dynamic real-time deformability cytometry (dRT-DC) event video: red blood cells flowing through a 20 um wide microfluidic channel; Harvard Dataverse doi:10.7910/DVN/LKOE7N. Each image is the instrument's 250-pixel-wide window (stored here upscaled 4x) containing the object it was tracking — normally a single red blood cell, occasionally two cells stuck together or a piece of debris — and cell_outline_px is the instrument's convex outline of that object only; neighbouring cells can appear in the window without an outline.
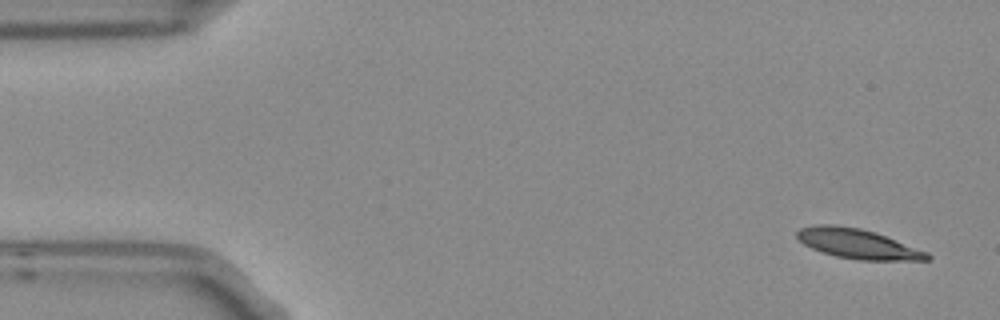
{"species": "Egyptian fruit bat (a non-hibernating species)", "species_latin": "Rousettus aegyptiacus", "temperature_condition": "room temperature", "stored_images_in_passage": 9, "camera_frame_rate_fps": 3000, "um_per_image_px": 0.085, "frame": {"image": 1, "passage_image": 1, "time_ms": 0.0, "image_size_px": [1000, 320], "cell_outline_px": [[932, 256], [928, 260], [860, 260], [836, 256], [812, 248], [804, 244], [796, 236], [796, 232], [800, 228], [816, 224], [832, 224], [860, 228], [876, 232], [928, 252]], "centroid_in_image_um": [72.92, 20.71], "position_along_channel_um": 12.1, "area_um2": 22.48}}
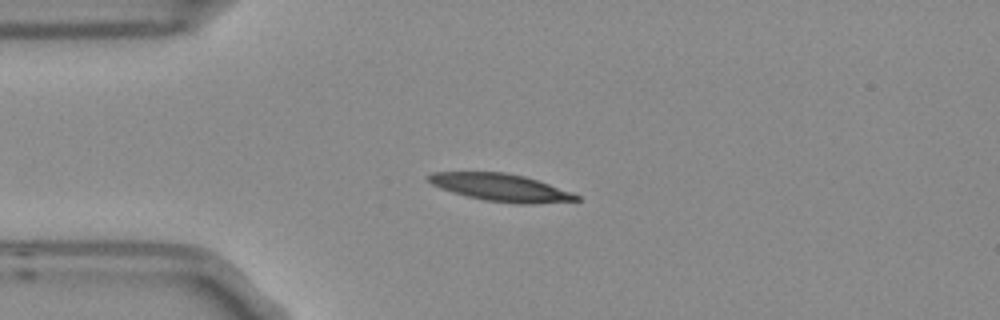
{"frame": {"image": 2, "passage_image": 4, "time_ms": 1.0, "image_size_px": [1000, 320], "cell_outline_px": [[580, 200], [528, 204], [524, 204], [488, 200], [468, 196], [452, 192], [440, 188], [432, 184], [424, 176], [432, 172], [504, 172], [524, 176], [548, 184], [580, 196]], "centroid_in_image_um": [42.51, 15.92], "position_along_channel_um": 42.5, "area_um2": 23.18}}
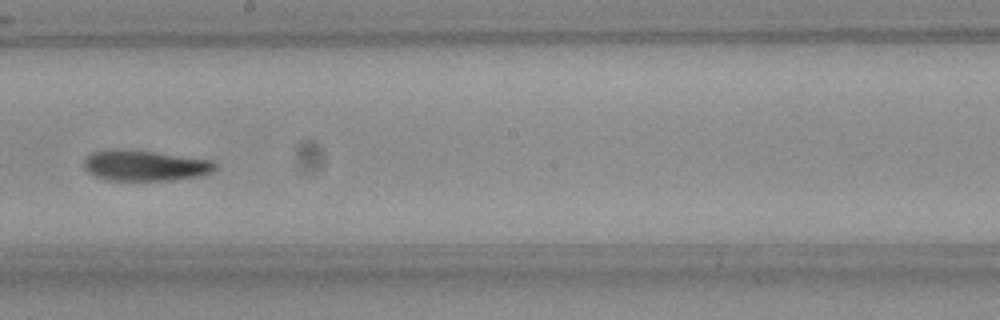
{"frame": {"image": 3, "passage_image": 9, "time_ms": 2.667, "image_size_px": [1000, 320], "cell_outline_px": [[216, 168], [212, 172], [204, 176], [172, 180], [108, 180], [96, 176], [88, 172], [84, 168], [84, 160], [92, 152], [112, 148], [116, 148], [152, 152], [212, 160], [216, 164]], "centroid_in_image_um": [12.33, 14.07], "position_along_channel_um": 235.9, "area_um2": 23.47}}